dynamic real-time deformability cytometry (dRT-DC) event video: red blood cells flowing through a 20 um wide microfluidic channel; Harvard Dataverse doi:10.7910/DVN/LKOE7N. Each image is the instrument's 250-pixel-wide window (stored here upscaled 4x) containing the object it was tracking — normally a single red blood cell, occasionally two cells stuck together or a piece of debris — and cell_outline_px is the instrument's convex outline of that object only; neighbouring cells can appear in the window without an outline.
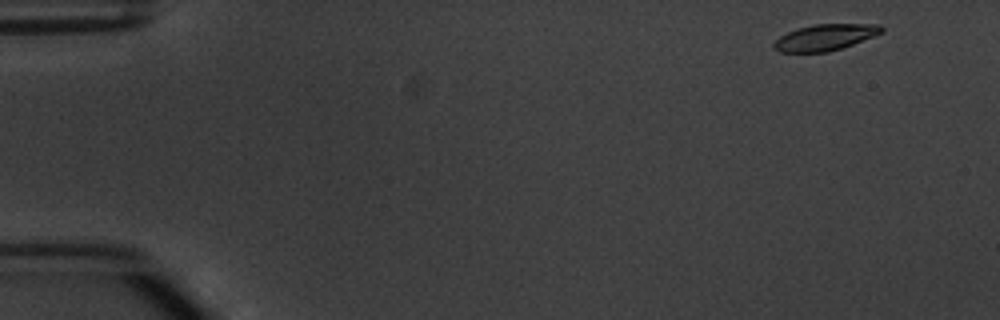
{"species": "common noctule bat (a hibernating species)", "species_latin": "Nyctalus noctula", "temperature_condition": "warm", "stored_images_in_passage": 5, "camera_frame_rate_fps": 3000, "um_per_image_px": 0.085, "animal": {"sex": "male", "body_mass_g": 20.1, "forearm_length_mm": 53.5}, "frame": {"image": 1, "passage_image": 1, "time_ms": 0.0, "image_size_px": [1000, 320], "cell_outline_px": [[884, 32], [852, 44], [828, 52], [780, 52], [772, 48], [772, 44], [780, 36], [788, 32], [812, 24], [880, 24], [884, 28]], "centroid_in_image_um": [70.13, 3.17], "position_along_channel_um": 14.9, "area_um2": 16.36}}
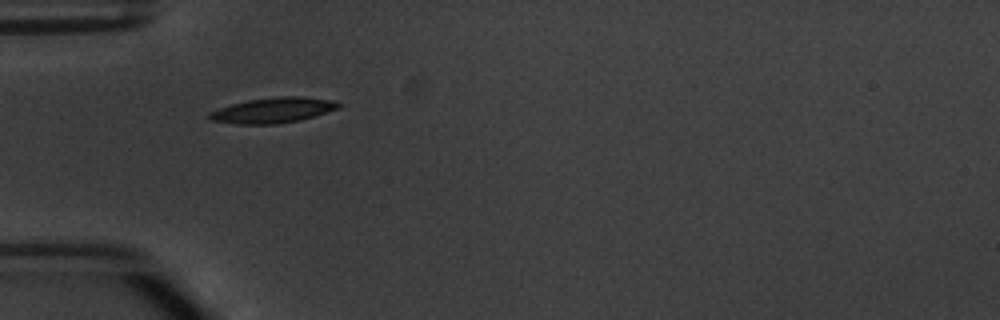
{"frame": {"image": 2, "passage_image": 4, "time_ms": 4.333, "image_size_px": [1000, 320], "cell_outline_px": [[340, 108], [300, 120], [276, 124], [236, 124], [212, 120], [208, 116], [208, 112], [232, 104], [248, 100], [280, 96], [300, 96], [332, 100], [340, 104]], "centroid_in_image_um": [23.21, 9.37], "position_along_channel_um": 61.8, "area_um2": 18.9}}